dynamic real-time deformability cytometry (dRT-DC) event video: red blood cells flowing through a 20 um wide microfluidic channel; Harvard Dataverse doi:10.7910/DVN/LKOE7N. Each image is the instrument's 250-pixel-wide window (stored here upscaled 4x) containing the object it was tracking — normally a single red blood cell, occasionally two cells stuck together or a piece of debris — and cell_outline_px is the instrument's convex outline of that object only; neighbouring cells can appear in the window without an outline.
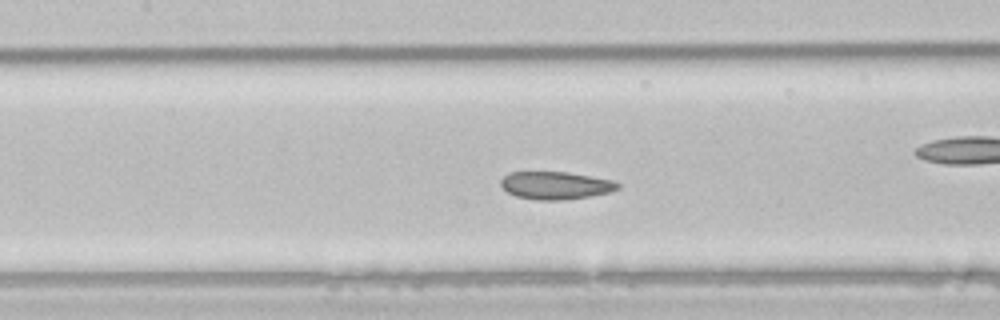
{"species": "common noctule bat (a hibernating species)", "species_latin": "Nyctalus noctula", "temperature_condition": "room temperature", "stored_images_in_passage": 51, "camera_frame_rate_fps": 3000, "um_per_image_px": 0.085, "animal": {"sex": "male", "body_mass_g": 21.5, "forearm_length_mm": 52.0}, "frame": {"image": 1, "passage_image": 22, "time_ms": 7.0, "image_size_px": [1000, 320], "cell_outline_px": [[620, 188], [608, 192], [588, 196], [560, 200], [536, 200], [516, 196], [508, 192], [500, 184], [500, 180], [508, 172], [568, 172], [612, 180], [620, 184]], "centroid_in_image_um": [47.2, 15.75], "position_along_channel_um": 160.2, "area_um2": 18.73}}
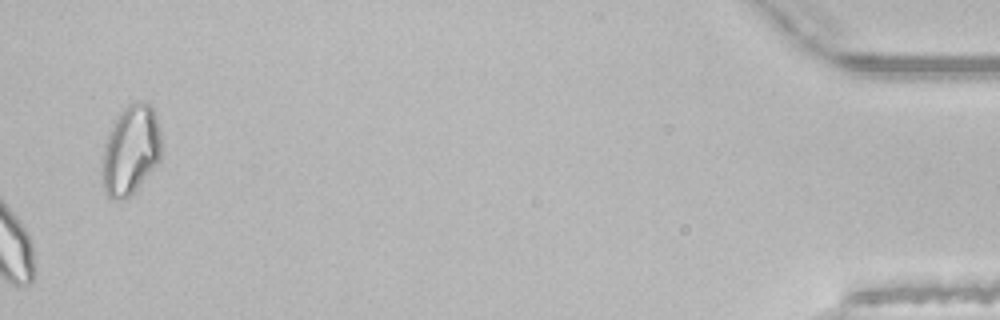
{"frame": {"image": 2, "passage_image": 51, "time_ms": 16.667, "image_size_px": [1000, 320], "cell_outline_px": [[160, 160], [132, 192], [128, 196], [120, 200], [112, 200], [104, 192], [104, 148], [108, 136], [116, 116], [128, 104], [136, 100], [140, 100], [148, 104], [152, 108], [160, 132]], "centroid_in_image_um": [11.11, 12.73], "position_along_channel_um": 424.1, "area_um2": 29.94}, "authors_computed_cell_mechanics": {"area_um2": 22.1952, "velocity_mm_per_s": 3.9731, "shape_relaxation_time_tau1_ms": null, "shape_relaxation_time_tau2_ms": 2.6919, "deformation_change_tau1": null, "deformation_change_tau2": 0.0623}}